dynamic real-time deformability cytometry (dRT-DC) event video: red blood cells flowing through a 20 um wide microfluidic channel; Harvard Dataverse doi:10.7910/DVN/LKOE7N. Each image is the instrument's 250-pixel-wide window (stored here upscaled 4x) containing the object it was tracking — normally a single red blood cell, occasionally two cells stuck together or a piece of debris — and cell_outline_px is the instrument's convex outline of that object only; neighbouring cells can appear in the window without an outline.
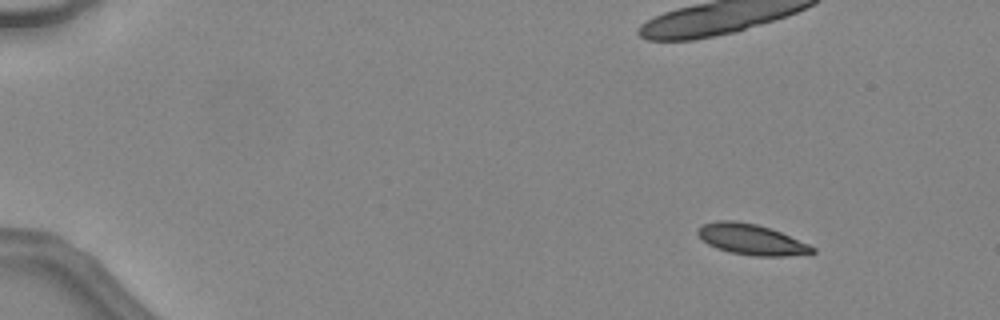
{"species": "common noctule bat (a hibernating species)", "species_latin": "Nyctalus noctula", "temperature_condition": "warm", "stored_images_in_passage": 37, "camera_frame_rate_fps": 3000, "um_per_image_px": 0.085, "animal": {"sex": "female", "body_mass_g": 24.6, "forearm_length_mm": 56.2}, "frame": {"image": 1, "passage_image": 6, "time_ms": 1.667, "image_size_px": [1000, 320], "cell_outline_px": [[816, 252], [784, 256], [752, 256], [728, 252], [716, 248], [708, 244], [696, 232], [704, 224], [716, 220], [736, 220], [756, 224], [780, 232], [808, 244], [816, 248]], "centroid_in_image_um": [63.85, 20.35], "position_along_channel_um": 21.2, "area_um2": 20.29}}